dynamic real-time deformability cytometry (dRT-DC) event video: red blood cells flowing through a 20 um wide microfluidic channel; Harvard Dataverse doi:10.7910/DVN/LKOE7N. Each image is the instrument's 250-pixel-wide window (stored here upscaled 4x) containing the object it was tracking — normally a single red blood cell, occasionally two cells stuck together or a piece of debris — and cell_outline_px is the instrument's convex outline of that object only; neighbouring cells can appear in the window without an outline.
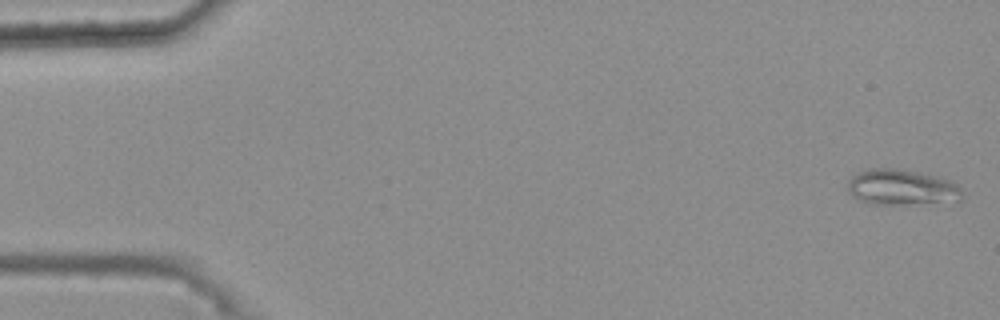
{"species": "common noctule bat (a hibernating species)", "species_latin": "Nyctalus noctula", "temperature_condition": "warm", "stored_images_in_passage": 16, "camera_frame_rate_fps": 3000, "um_per_image_px": 0.085, "animal": {"sex": "female", "body_mass_g": 25.1}, "frame": {"image": 1, "passage_image": 1, "time_ms": 0.0, "image_size_px": [1000, 320], "cell_outline_px": [[964, 200], [892, 204], [868, 204], [856, 200], [848, 192], [848, 180], [856, 172], [868, 168], [892, 168], [920, 172], [948, 180], [956, 184], [960, 188], [964, 196]], "centroid_in_image_um": [76.57, 15.91], "position_along_channel_um": 8.4, "area_um2": 23.81}}